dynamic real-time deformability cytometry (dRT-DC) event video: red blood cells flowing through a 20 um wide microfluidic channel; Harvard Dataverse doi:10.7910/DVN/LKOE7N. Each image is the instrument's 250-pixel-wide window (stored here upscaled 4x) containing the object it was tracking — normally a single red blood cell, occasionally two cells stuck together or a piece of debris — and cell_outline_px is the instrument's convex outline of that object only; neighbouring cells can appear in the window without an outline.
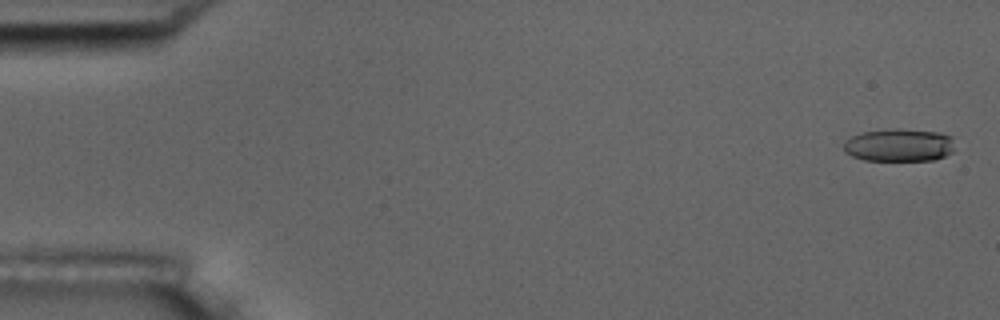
{"species": "common noctule bat (a hibernating species)", "species_latin": "Nyctalus noctula", "temperature_condition": "room temperature", "stored_images_in_passage": 55, "camera_frame_rate_fps": 3000, "um_per_image_px": 0.085, "animal": {"sex": "male", "body_mass_g": 17.5, "forearm_length_mm": 52.3}, "frame": {"image": 1, "passage_image": 2, "time_ms": 0.333, "image_size_px": [1000, 320], "cell_outline_px": [[952, 152], [936, 160], [864, 160], [852, 156], [844, 152], [844, 140], [860, 132], [896, 128], [900, 128], [940, 132], [952, 136]], "centroid_in_image_um": [76.4, 12.32], "position_along_channel_um": 8.6, "area_um2": 21.44}}
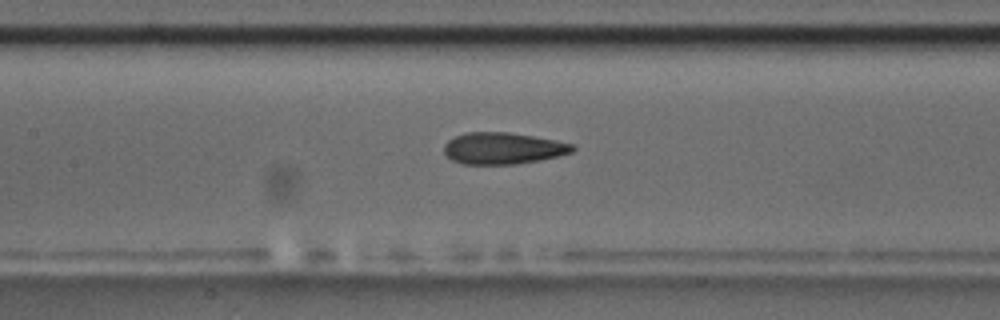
{"frame": {"image": 2, "passage_image": 26, "time_ms": 8.333, "image_size_px": [1000, 320], "cell_outline_px": [[576, 148], [572, 152], [540, 160], [516, 164], [464, 164], [452, 160], [444, 152], [444, 144], [448, 140], [464, 132], [508, 132], [556, 140], [572, 144]], "centroid_in_image_um": [42.73, 12.6], "position_along_channel_um": 164.7, "area_um2": 23.58}}
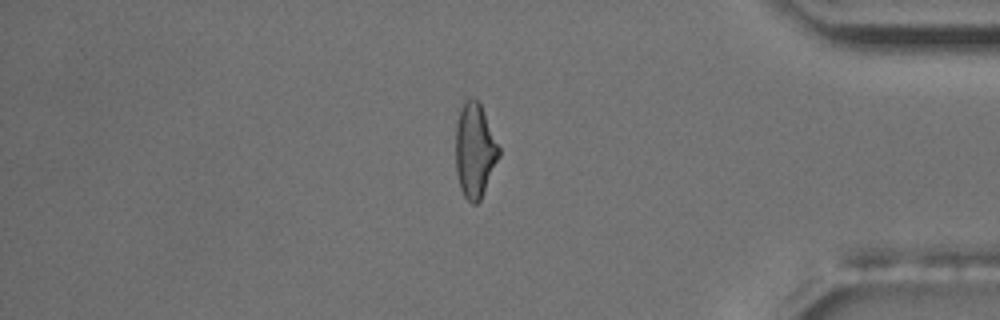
{"frame": {"image": 3, "passage_image": 47, "time_ms": 15.333, "image_size_px": [1000, 320], "cell_outline_px": [[500, 156], [480, 200], [476, 204], [472, 204], [464, 196], [460, 188], [456, 172], [456, 124], [460, 108], [464, 100], [476, 100], [480, 104], [500, 148]], "centroid_in_image_um": [40.35, 12.82], "position_along_channel_um": 394.9, "area_um2": 23.58}, "authors_computed_cell_mechanics": {"area_um2": 23.5824, "velocity_mm_per_s": 3.6892, "shape_relaxation_time_tau1_ms": null, "shape_relaxation_time_tau2_ms": 1.8499, "deformation_change_tau1": null, "deformation_change_tau2": 0.1054}}